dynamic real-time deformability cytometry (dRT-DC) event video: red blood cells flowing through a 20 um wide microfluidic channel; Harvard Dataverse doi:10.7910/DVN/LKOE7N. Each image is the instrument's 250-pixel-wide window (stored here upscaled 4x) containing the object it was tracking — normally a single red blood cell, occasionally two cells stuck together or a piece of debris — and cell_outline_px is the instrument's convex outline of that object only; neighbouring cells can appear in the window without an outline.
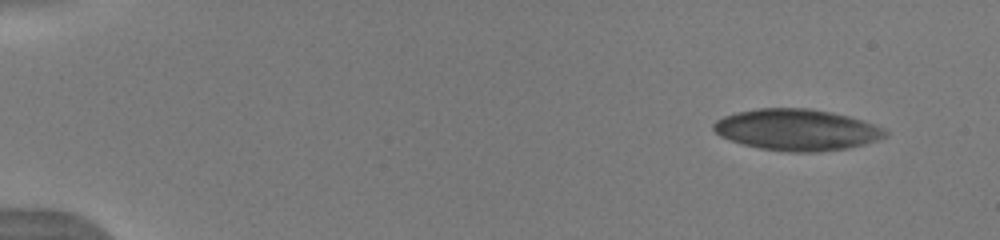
{"species": "human", "species_latin": "Homo sapiens", "temperature_condition": "warm", "stored_images_in_passage": 48, "camera_frame_rate_fps": 3000, "um_per_image_px": 0.085, "donor": {"sex": "male"}, "frame": {"image": 1, "passage_image": 1, "time_ms": 0.0, "image_size_px": [1000, 240], "cell_outline_px": [[888, 136], [864, 144], [848, 148], [816, 152], [792, 152], [760, 148], [744, 144], [720, 136], [712, 128], [712, 124], [716, 120], [724, 116], [736, 112], [760, 108], [808, 108], [832, 112], [848, 116], [884, 128], [888, 132]], "centroid_in_image_um": [67.73, 11.03], "position_along_channel_um": 17.3, "area_um2": 41.15}}
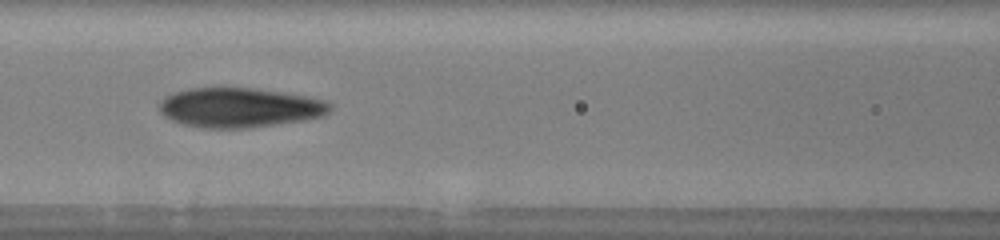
{"frame": {"image": 2, "passage_image": 21, "time_ms": 6.667, "image_size_px": [1000, 240], "cell_outline_px": [[332, 108], [324, 116], [304, 120], [248, 128], [204, 128], [184, 124], [172, 120], [164, 116], [160, 112], [160, 100], [164, 96], [172, 92], [188, 88], [220, 84], [224, 84], [256, 88], [308, 96], [328, 100], [332, 104]], "centroid_in_image_um": [20.34, 9.09], "position_along_channel_um": 146.3, "area_um2": 40.75}}
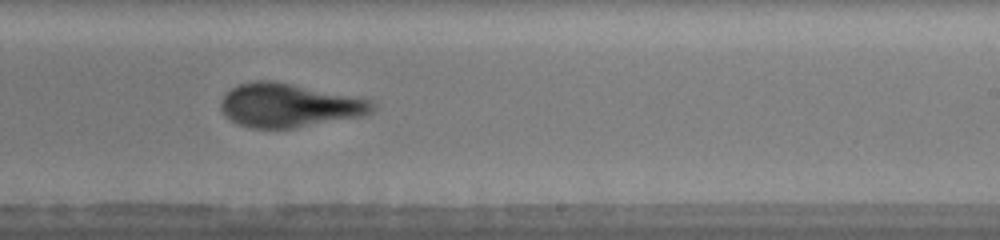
{"frame": {"image": 3, "passage_image": 30, "time_ms": 9.667, "image_size_px": [1000, 240], "cell_outline_px": [[376, 108], [372, 112], [364, 116], [292, 128], [252, 128], [240, 124], [232, 120], [220, 108], [220, 100], [224, 92], [240, 84], [256, 80], [272, 80], [372, 100], [376, 104]], "centroid_in_image_um": [24.58, 8.95], "position_along_channel_um": 264.4, "area_um2": 38.44}, "authors_computed_cell_mechanics": {"area_um2": 40.0843, "velocity_mm_per_s": 3.9548, "shape_relaxation_time_tau1_ms": 8.8953, "shape_relaxation_time_tau2_ms": 1.5755, "deformation_change_tau1": 0.2354, "deformation_change_tau2": 0.0966}}